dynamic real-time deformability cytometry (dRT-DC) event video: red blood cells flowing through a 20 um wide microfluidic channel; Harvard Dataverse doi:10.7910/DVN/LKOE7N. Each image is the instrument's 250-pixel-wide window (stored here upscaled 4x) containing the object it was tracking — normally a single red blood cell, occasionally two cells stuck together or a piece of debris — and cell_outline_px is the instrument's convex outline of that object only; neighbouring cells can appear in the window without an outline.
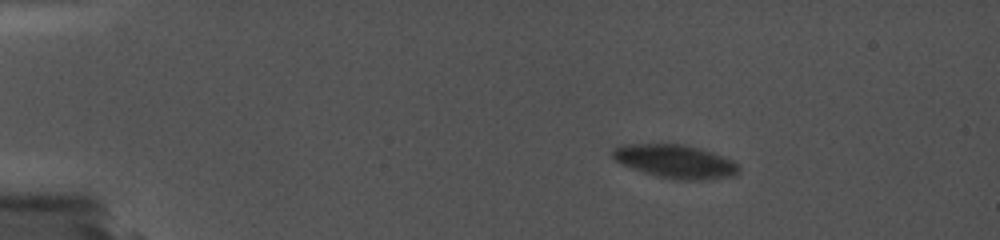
{"species": "common noctule bat (a hibernating species)", "species_latin": "Nyctalus noctula", "temperature_condition": "cold", "stored_images_in_passage": 26, "camera_frame_rate_fps": 5000, "um_per_image_px": 0.085, "animal": {"sex": "female", "body_mass_g": 19.0, "forearm_length_mm": 56.7}, "frame": {"image": 1, "passage_image": 4, "time_ms": 2.2, "image_size_px": [1000, 240], "cell_outline_px": [[740, 172], [732, 176], [708, 180], [680, 180], [656, 176], [632, 168], [616, 160], [612, 156], [612, 148], [624, 144], [684, 144], [700, 148], [712, 152], [732, 160], [740, 168]], "centroid_in_image_um": [57.42, 13.72], "position_along_channel_um": 27.6, "area_um2": 24.57}}
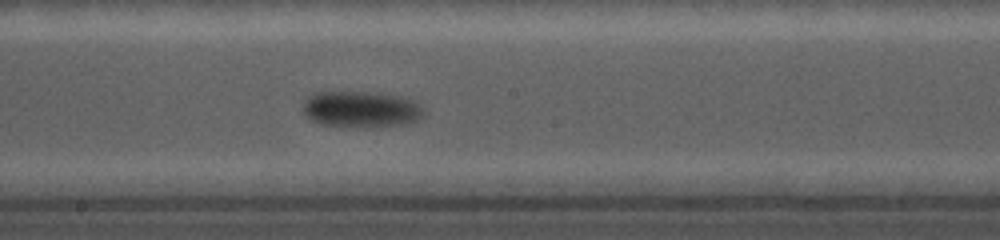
{"frame": {"image": 2, "passage_image": 15, "time_ms": 10.2, "image_size_px": [1000, 240], "cell_outline_px": [[424, 116], [416, 120], [400, 124], [368, 128], [320, 124], [312, 120], [304, 112], [304, 100], [308, 96], [316, 92], [380, 92], [404, 96], [412, 100], [424, 108]], "centroid_in_image_um": [30.72, 9.27], "position_along_channel_um": 217.5, "area_um2": 25.72}}
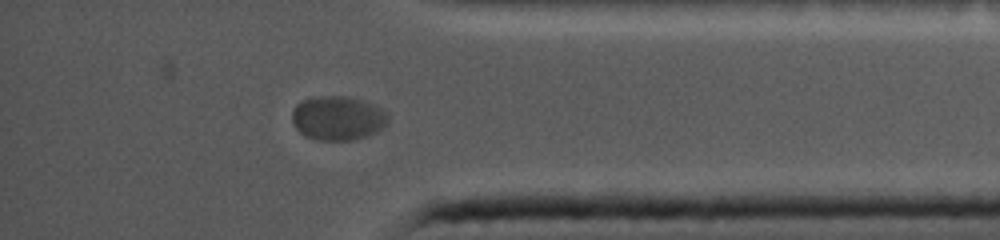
{"frame": {"image": 3, "passage_image": 24, "time_ms": 15.6, "image_size_px": [1000, 240], "cell_outline_px": [[388, 124], [376, 132], [352, 140], [316, 140], [304, 136], [292, 124], [292, 112], [296, 104], [300, 100], [312, 96], [348, 96], [372, 104], [388, 112]], "centroid_in_image_um": [28.68, 10.03], "position_along_channel_um": 406.5, "area_um2": 24.97}}